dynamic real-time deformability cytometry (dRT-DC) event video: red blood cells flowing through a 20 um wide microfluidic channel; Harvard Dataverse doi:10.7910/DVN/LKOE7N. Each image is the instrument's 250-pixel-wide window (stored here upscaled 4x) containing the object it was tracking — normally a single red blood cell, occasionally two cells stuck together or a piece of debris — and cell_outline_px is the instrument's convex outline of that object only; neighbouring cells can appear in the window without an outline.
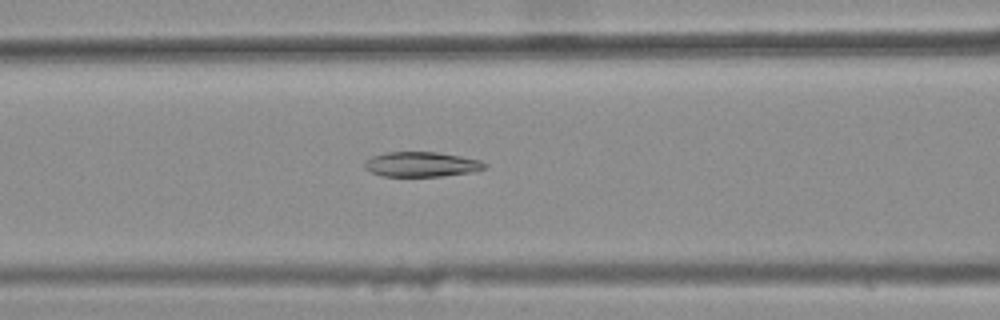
{"species": "common noctule bat (a hibernating species)", "species_latin": "Nyctalus noctula", "temperature_condition": "warm", "stored_images_in_passage": 39, "camera_frame_rate_fps": 3000, "um_per_image_px": 0.085, "animal": {"sex": "female", "body_mass_g": 25.1}, "frame": {"image": 1, "passage_image": 15, "time_ms": 4.667, "image_size_px": [1000, 320], "cell_outline_px": [[488, 164], [484, 168], [468, 172], [440, 176], [380, 176], [364, 168], [364, 164], [372, 156], [384, 152], [436, 152], [460, 156], [480, 160]], "centroid_in_image_um": [35.79, 13.96], "position_along_channel_um": 130.8, "area_um2": 17.22}}
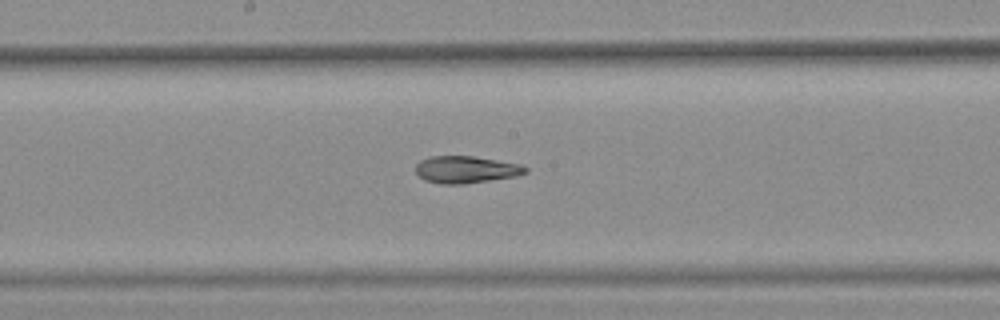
{"frame": {"image": 2, "passage_image": 21, "time_ms": 6.667, "image_size_px": [1000, 320], "cell_outline_px": [[528, 172], [516, 176], [464, 184], [440, 184], [424, 180], [416, 172], [416, 164], [420, 160], [428, 156], [472, 156], [520, 164], [528, 168]], "centroid_in_image_um": [39.59, 14.41], "position_along_channel_um": 208.6, "area_um2": 17.34}}
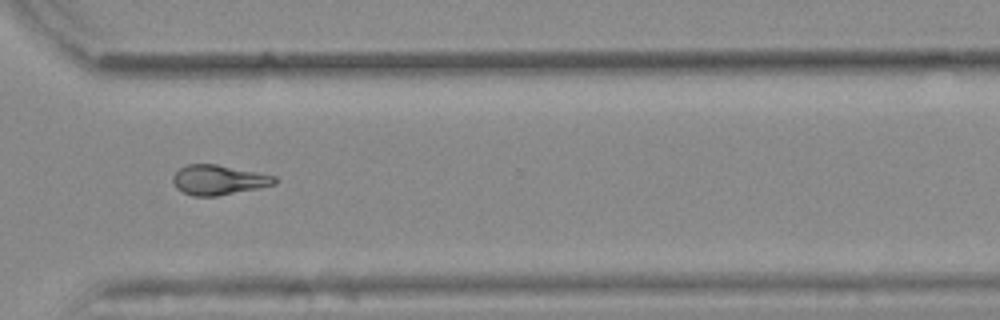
{"frame": {"image": 3, "passage_image": 32, "time_ms": 10.333, "image_size_px": [1000, 320], "cell_outline_px": [[280, 180], [276, 184], [216, 196], [192, 196], [176, 188], [172, 180], [172, 176], [180, 168], [188, 164], [216, 164], [276, 176]], "centroid_in_image_um": [18.58, 15.29], "position_along_channel_um": 352.0, "area_um2": 17.57}, "authors_computed_cell_mechanics": {"area_um2": 17.629, "velocity_mm_per_s": 3.9016, "shape_relaxation_time_tau1_ms": null, "shape_relaxation_time_tau2_ms": 7.6292, "deformation_change_tau1": null, "deformation_change_tau2": 0.1075}}